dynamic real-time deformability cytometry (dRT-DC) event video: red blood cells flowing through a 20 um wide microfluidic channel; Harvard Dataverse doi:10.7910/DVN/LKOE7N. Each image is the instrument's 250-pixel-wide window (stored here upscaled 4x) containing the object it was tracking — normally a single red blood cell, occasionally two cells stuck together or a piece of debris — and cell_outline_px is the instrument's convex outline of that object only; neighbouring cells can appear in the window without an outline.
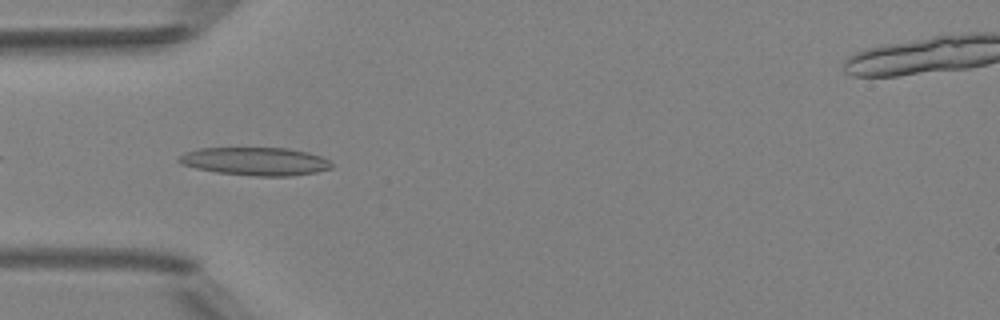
{"species": "Egyptian fruit bat (a non-hibernating species)", "species_latin": "Rousettus aegyptiacus", "temperature_condition": "room temperature", "stored_images_in_passage": 6, "camera_frame_rate_fps": 3000, "um_per_image_px": 0.085, "animal": {"sex": "female"}, "frame": {"image": 1, "passage_image": 3, "time_ms": 2.333, "image_size_px": [1000, 320], "cell_outline_px": [[332, 168], [316, 172], [288, 176], [256, 176], [216, 172], [196, 168], [184, 164], [176, 160], [184, 152], [200, 148], [288, 148], [308, 152], [320, 156], [328, 160], [332, 164]], "centroid_in_image_um": [21.71, 13.71], "position_along_channel_um": 63.3, "area_um2": 24.85}}
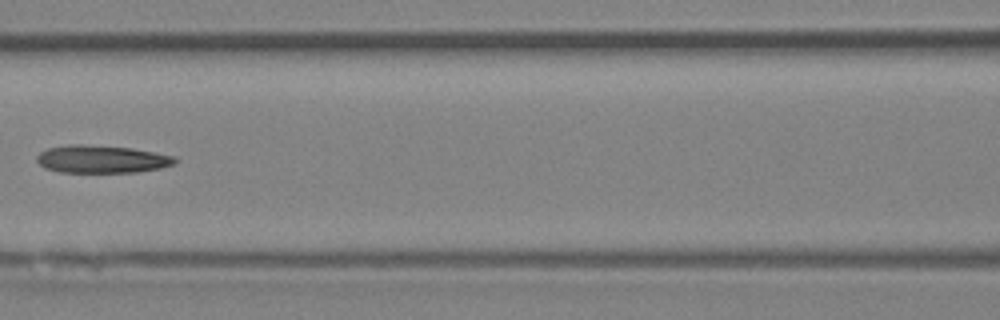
{"frame": {"image": 2, "passage_image": 5, "time_ms": 4.667, "image_size_px": [1000, 320], "cell_outline_px": [[176, 164], [160, 168], [136, 172], [60, 172], [44, 168], [36, 160], [36, 156], [40, 152], [48, 148], [68, 144], [84, 144], [132, 148], [176, 156]], "centroid_in_image_um": [8.64, 13.52], "position_along_channel_um": 158.0, "area_um2": 22.43}}
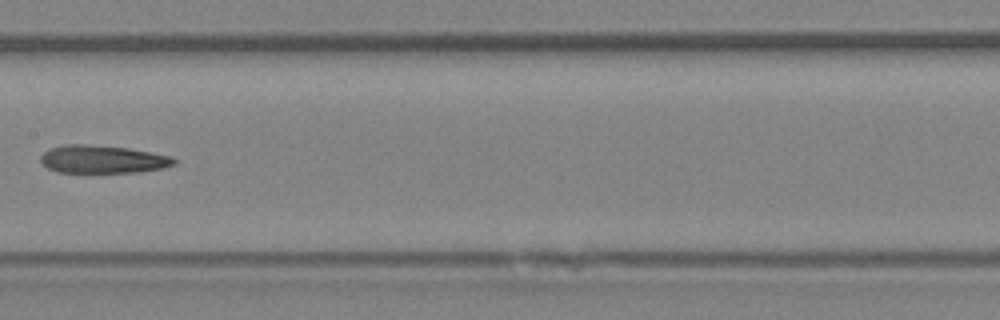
{"frame": {"image": 3, "passage_image": 6, "time_ms": 5.667, "image_size_px": [1000, 320], "cell_outline_px": [[176, 164], [160, 168], [136, 172], [56, 172], [48, 168], [40, 160], [40, 156], [48, 148], [64, 144], [84, 144], [128, 148], [172, 156], [176, 160]], "centroid_in_image_um": [8.69, 13.53], "position_along_channel_um": 198.7, "area_um2": 21.62}}